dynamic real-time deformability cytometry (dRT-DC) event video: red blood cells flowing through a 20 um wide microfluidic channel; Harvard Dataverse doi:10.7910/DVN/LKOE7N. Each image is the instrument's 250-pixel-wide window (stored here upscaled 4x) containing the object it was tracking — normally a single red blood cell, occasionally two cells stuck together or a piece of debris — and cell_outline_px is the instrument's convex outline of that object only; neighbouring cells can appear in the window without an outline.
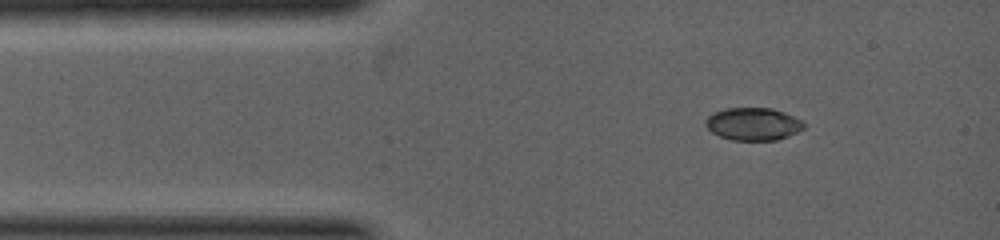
{"species": "common noctule bat (a hibernating species)", "species_latin": "Nyctalus noctula", "temperature_condition": "warm", "stored_images_in_passage": 3, "segment_of_instrument_passage": [1, 2], "camera_frame_rate_fps": 5000, "um_per_image_px": 0.085, "animal": {"sex": "female", "body_mass_g": 19.0, "forearm_length_mm": 53.3}, "frame": {"image": 1, "passage_image": 1, "time_ms": 0.0, "image_size_px": [1000, 240], "cell_outline_px": [[804, 128], [788, 136], [776, 140], [732, 140], [720, 136], [712, 132], [704, 124], [704, 120], [708, 116], [724, 108], [772, 108], [784, 112], [800, 120], [804, 124]], "centroid_in_image_um": [63.99, 10.54], "position_along_channel_um": 21.0, "area_um2": 18.55}}